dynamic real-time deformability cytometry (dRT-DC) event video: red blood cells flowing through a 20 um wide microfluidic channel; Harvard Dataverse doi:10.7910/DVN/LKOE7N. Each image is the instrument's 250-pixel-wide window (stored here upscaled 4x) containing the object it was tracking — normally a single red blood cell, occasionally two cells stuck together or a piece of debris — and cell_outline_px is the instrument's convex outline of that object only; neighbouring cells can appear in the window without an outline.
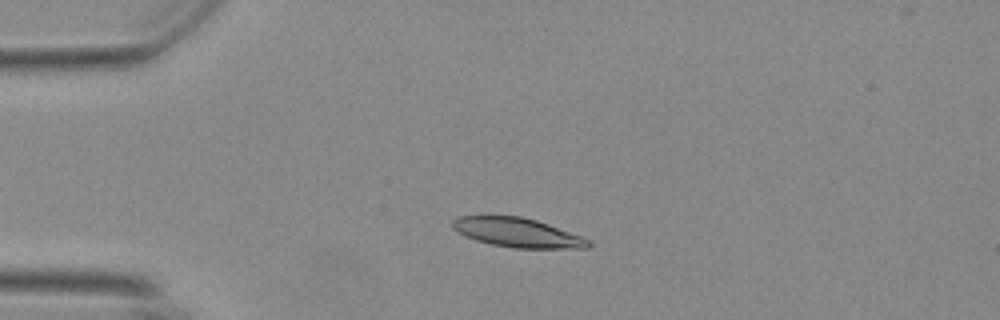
{"species": "Egyptian fruit bat (a non-hibernating species)", "species_latin": "Rousettus aegyptiacus", "temperature_condition": "warm", "stored_images_in_passage": 45, "camera_frame_rate_fps": 3000, "um_per_image_px": 0.085, "animal": {"sex": "female"}, "frame": {"image": 1, "passage_image": 12, "time_ms": 3.667, "image_size_px": [1000, 320], "cell_outline_px": [[592, 244], [588, 248], [512, 248], [492, 244], [476, 240], [452, 228], [452, 220], [460, 216], [520, 216], [536, 220], [548, 224], [592, 240]], "centroid_in_image_um": [44.03, 19.77], "position_along_channel_um": 41.0, "area_um2": 22.95}}
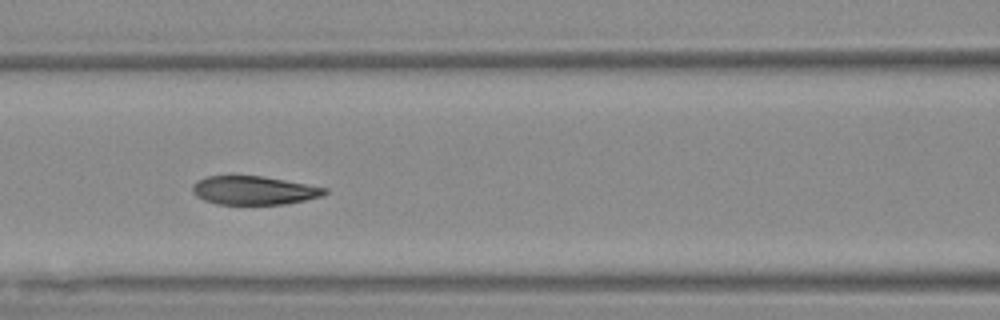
{"frame": {"image": 2, "passage_image": 23, "time_ms": 7.333, "image_size_px": [1000, 320], "cell_outline_px": [[328, 192], [320, 196], [304, 200], [284, 204], [216, 204], [204, 200], [196, 196], [192, 192], [192, 188], [200, 180], [208, 176], [260, 176], [284, 180], [328, 188]], "centroid_in_image_um": [21.59, 16.19], "position_along_channel_um": 145.0, "area_um2": 21.68}}
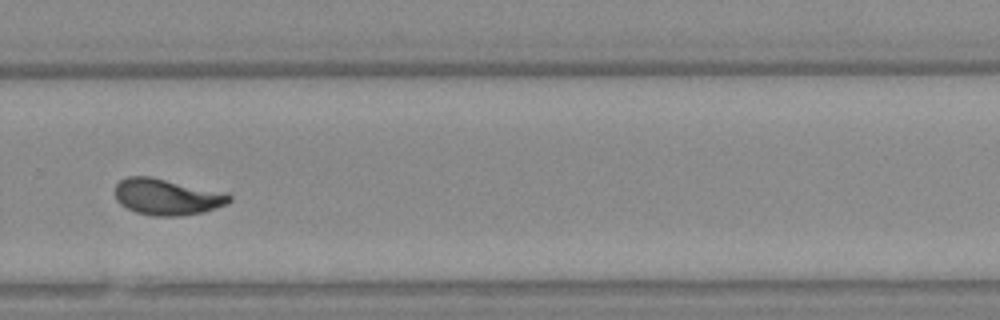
{"frame": {"image": 3, "passage_image": 37, "time_ms": 12.0, "image_size_px": [1000, 320], "cell_outline_px": [[232, 200], [228, 204], [204, 212], [180, 216], [152, 216], [136, 212], [120, 204], [116, 200], [116, 184], [120, 180], [128, 176], [148, 176], [228, 192], [232, 196]], "centroid_in_image_um": [14.24, 16.73], "position_along_channel_um": 315.6, "area_um2": 24.39}, "authors_computed_cell_mechanics": {"area_um2": 23.0622, "velocity_mm_per_s": 3.6626, "shape_relaxation_time_tau1_ms": 4.3995, "shape_relaxation_time_tau2_ms": 1.0705, "deformation_change_tau1": 0.1717, "deformation_change_tau2": 0.0457}}